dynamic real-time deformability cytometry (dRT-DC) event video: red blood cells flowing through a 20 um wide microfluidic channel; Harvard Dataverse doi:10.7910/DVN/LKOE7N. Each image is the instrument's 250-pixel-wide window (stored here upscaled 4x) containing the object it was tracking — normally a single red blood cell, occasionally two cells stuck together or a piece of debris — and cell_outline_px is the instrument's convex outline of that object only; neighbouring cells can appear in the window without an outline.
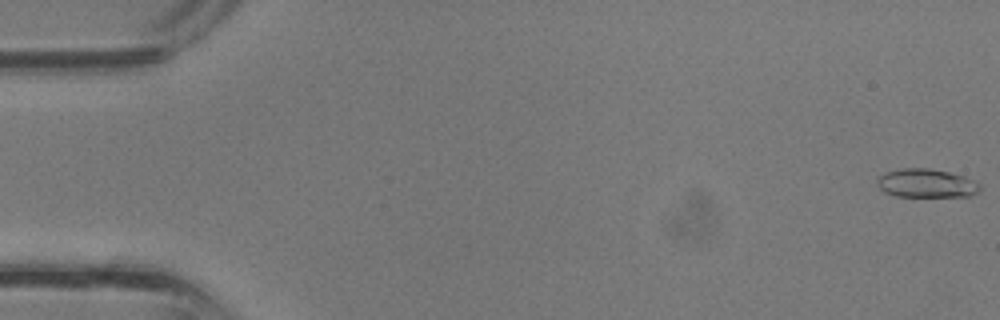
{"species": "common noctule bat (a hibernating species)", "species_latin": "Nyctalus noctula", "temperature_condition": "room temperature", "stored_images_in_passage": 36, "camera_frame_rate_fps": 3000, "um_per_image_px": 0.085, "animal": {"sex": "male", "body_mass_g": 13.3}, "frame": {"image": 1, "passage_image": 1, "time_ms": 0.0, "image_size_px": [1000, 320], "cell_outline_px": [[980, 188], [976, 192], [968, 196], [896, 196], [884, 192], [876, 184], [876, 176], [884, 172], [900, 168], [928, 168], [948, 172], [964, 176], [980, 184]], "centroid_in_image_um": [78.66, 15.56], "position_along_channel_um": 6.3, "area_um2": 17.17}}
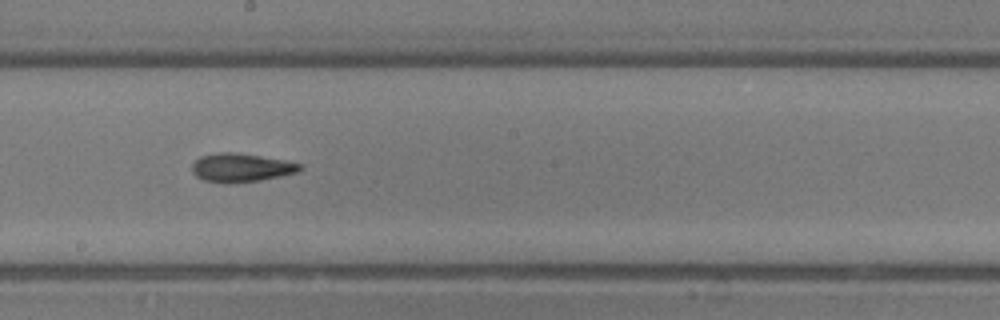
{"frame": {"image": 2, "passage_image": 21, "time_ms": 6.667, "image_size_px": [1000, 320], "cell_outline_px": [[300, 168], [296, 172], [280, 176], [260, 180], [228, 184], [224, 184], [204, 180], [196, 176], [192, 172], [192, 164], [200, 156], [216, 152], [232, 152], [260, 156], [284, 160], [300, 164]], "centroid_in_image_um": [20.42, 14.25], "position_along_channel_um": 227.8, "area_um2": 17.86}}
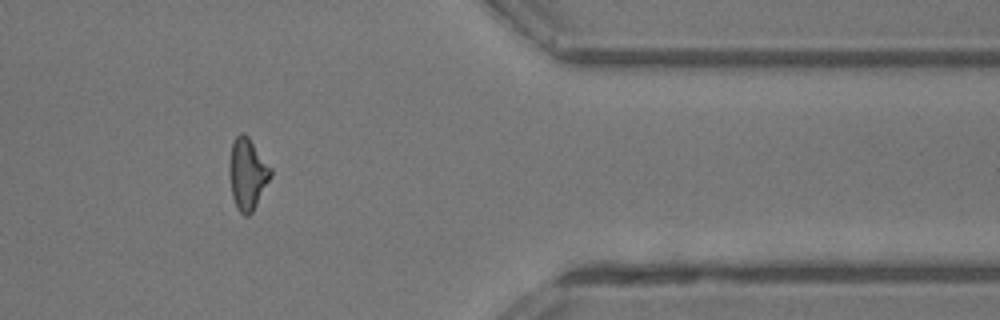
{"frame": {"image": 3, "passage_image": 31, "time_ms": 10.0, "image_size_px": [1000, 320], "cell_outline_px": [[272, 176], [252, 212], [248, 216], [244, 216], [236, 208], [232, 196], [228, 172], [228, 164], [232, 140], [240, 132], [244, 132], [248, 136], [272, 168]], "centroid_in_image_um": [21.01, 14.76], "position_along_channel_um": 390.4, "area_um2": 17.57}}